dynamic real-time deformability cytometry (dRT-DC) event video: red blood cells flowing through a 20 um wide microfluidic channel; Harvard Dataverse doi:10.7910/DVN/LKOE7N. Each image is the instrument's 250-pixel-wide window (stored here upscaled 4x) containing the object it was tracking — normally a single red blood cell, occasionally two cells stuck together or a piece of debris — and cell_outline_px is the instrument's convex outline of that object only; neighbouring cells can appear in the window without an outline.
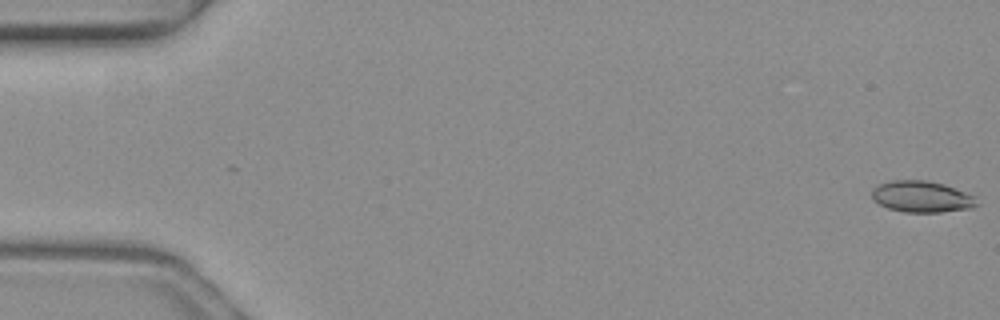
{"species": "common noctule bat (a hibernating species)", "species_latin": "Nyctalus noctula", "temperature_condition": "warm", "stored_images_in_passage": 14, "camera_frame_rate_fps": 3000, "um_per_image_px": 0.085, "animal": {"sex": "female", "body_mass_g": 19.3, "forearm_length_mm": 54.1}, "frame": {"image": 1, "passage_image": 1, "time_ms": 0.0, "image_size_px": [1000, 320], "cell_outline_px": [[980, 204], [972, 208], [940, 212], [904, 212], [888, 208], [872, 200], [872, 188], [876, 184], [892, 180], [928, 180], [944, 184], [976, 196]], "centroid_in_image_um": [78.35, 16.71], "position_along_channel_um": 6.6, "area_um2": 19.48}}
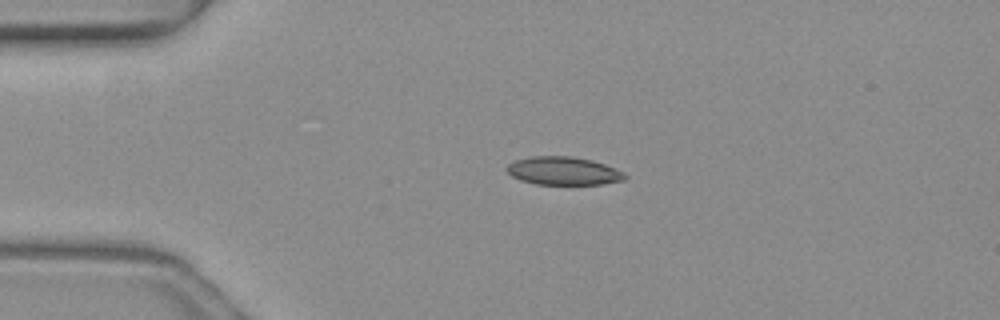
{"frame": {"image": 2, "passage_image": 12, "time_ms": 3.667, "image_size_px": [1000, 320], "cell_outline_px": [[628, 176], [624, 180], [600, 184], [536, 184], [520, 180], [512, 176], [504, 168], [508, 164], [516, 160], [532, 156], [572, 156], [592, 160], [616, 168], [624, 172]], "centroid_in_image_um": [47.89, 14.52], "position_along_channel_um": 37.1, "area_um2": 19.42}}